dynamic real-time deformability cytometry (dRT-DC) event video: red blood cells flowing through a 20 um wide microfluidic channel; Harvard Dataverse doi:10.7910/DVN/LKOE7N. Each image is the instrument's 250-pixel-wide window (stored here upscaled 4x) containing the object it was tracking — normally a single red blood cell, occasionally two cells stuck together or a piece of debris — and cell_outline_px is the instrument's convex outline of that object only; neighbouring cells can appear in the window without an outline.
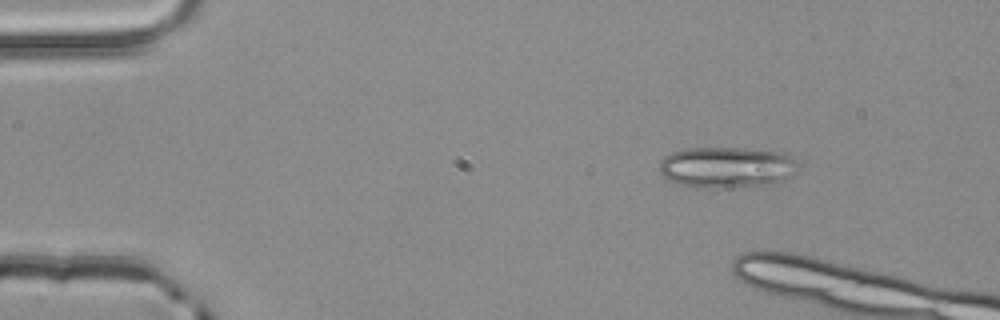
{"species": "common noctule bat (a hibernating species)", "species_latin": "Nyctalus noctula", "temperature_condition": "room temperature", "stored_images_in_passage": 3, "camera_frame_rate_fps": 3000, "um_per_image_px": 0.085, "animal": {"sex": "male", "body_mass_g": 20.4}, "frame": {"image": 1, "passage_image": 1, "time_ms": 0.0, "image_size_px": [1000, 320], "cell_outline_px": [[792, 176], [772, 184], [716, 188], [696, 188], [680, 184], [668, 180], [660, 172], [660, 160], [664, 156], [672, 152], [684, 148], [744, 148], [780, 152], [788, 156], [792, 160]], "centroid_in_image_um": [61.65, 14.22], "position_along_channel_um": 23.3, "area_um2": 32.77}}